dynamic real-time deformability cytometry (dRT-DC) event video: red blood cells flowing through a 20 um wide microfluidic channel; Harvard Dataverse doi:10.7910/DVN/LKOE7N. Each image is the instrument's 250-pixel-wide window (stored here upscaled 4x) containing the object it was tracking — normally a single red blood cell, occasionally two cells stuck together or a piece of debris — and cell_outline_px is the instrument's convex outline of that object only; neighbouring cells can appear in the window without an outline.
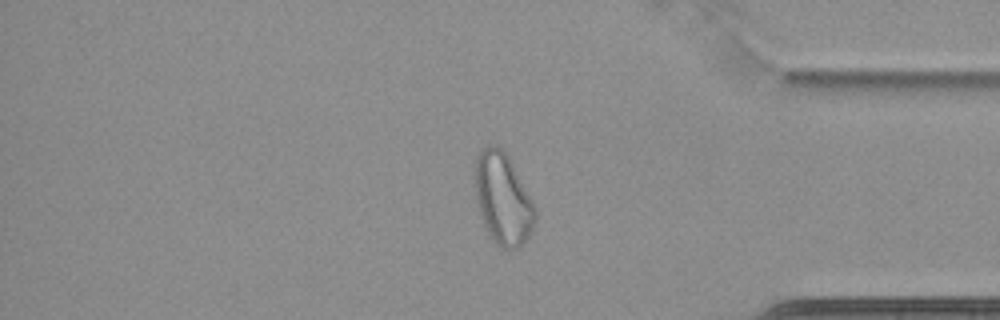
{"species": "common noctule bat (a hibernating species)", "species_latin": "Nyctalus noctula", "temperature_condition": "cold", "stored_images_in_passage": 65, "camera_frame_rate_fps": 3000, "um_per_image_px": 0.085, "animal": {"sex": "female", "body_mass_g": 22.7, "forearm_length_mm": 54.2}, "frame": {"image": 1, "passage_image": 56, "time_ms": 18.333, "image_size_px": [1000, 320], "cell_outline_px": [[536, 220], [528, 236], [516, 248], [504, 248], [496, 244], [492, 240], [484, 228], [480, 216], [476, 200], [476, 156], [488, 144], [496, 144], [508, 156], [532, 200], [536, 208]], "centroid_in_image_um": [42.73, 16.9], "position_along_channel_um": 392.5, "area_um2": 31.73}}